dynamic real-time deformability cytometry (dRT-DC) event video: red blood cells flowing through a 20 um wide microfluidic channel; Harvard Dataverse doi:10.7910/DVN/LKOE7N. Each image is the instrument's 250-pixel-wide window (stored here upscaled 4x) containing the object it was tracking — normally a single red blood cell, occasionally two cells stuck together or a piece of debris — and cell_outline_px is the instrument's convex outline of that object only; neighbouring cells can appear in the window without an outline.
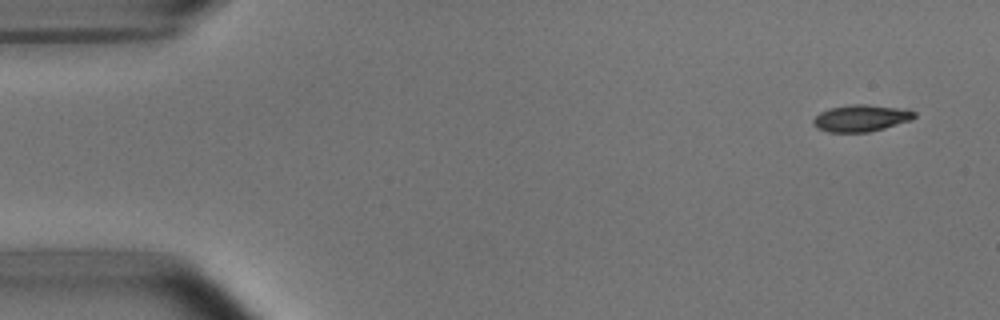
{"species": "common noctule bat (a hibernating species)", "species_latin": "Nyctalus noctula", "temperature_condition": "room temperature", "stored_images_in_passage": 4, "camera_frame_rate_fps": 3000, "um_per_image_px": 0.085, "animal": {"sex": "male", "body_mass_g": 15.6}, "frame": {"image": 1, "passage_image": 1, "time_ms": 0.0, "image_size_px": [1000, 320], "cell_outline_px": [[916, 116], [912, 120], [884, 128], [868, 132], [828, 132], [816, 128], [812, 124], [812, 120], [820, 112], [828, 108], [852, 104], [868, 104], [904, 108], [916, 112]], "centroid_in_image_um": [73.19, 10.03], "position_along_channel_um": 11.8, "area_um2": 16.01}}
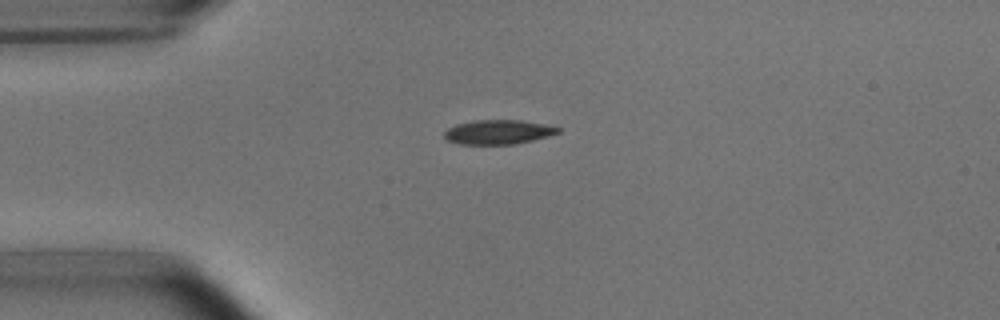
{"frame": {"image": 2, "passage_image": 4, "time_ms": 3.333, "image_size_px": [1000, 320], "cell_outline_px": [[560, 132], [548, 136], [532, 140], [512, 144], [460, 144], [448, 140], [444, 136], [444, 132], [448, 128], [456, 124], [476, 120], [520, 120], [544, 124], [560, 128]], "centroid_in_image_um": [42.34, 11.22], "position_along_channel_um": 42.7, "area_um2": 15.95}}